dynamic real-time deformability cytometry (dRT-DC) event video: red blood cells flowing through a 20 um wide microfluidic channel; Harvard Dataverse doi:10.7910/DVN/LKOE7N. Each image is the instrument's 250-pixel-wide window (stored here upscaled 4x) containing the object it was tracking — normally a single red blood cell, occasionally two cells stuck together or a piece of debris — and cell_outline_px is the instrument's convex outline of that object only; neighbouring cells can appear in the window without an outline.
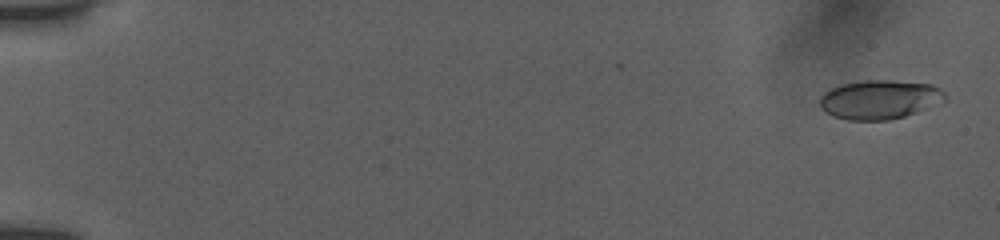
{"species": "human", "species_latin": "Homo sapiens", "temperature_condition": "room temperature", "stored_images_in_passage": 34, "camera_frame_rate_fps": 3000, "um_per_image_px": 0.085, "donor": {"sex": "female"}, "frame": {"image": 1, "passage_image": 1, "time_ms": 0.0, "image_size_px": [1000, 240], "cell_outline_px": [[948, 100], [928, 108], [904, 116], [888, 120], [848, 120], [832, 116], [820, 108], [820, 96], [824, 92], [840, 84], [864, 80], [892, 80], [932, 84], [940, 88], [948, 96]], "centroid_in_image_um": [74.79, 8.45], "position_along_channel_um": 10.2, "area_um2": 28.84}}
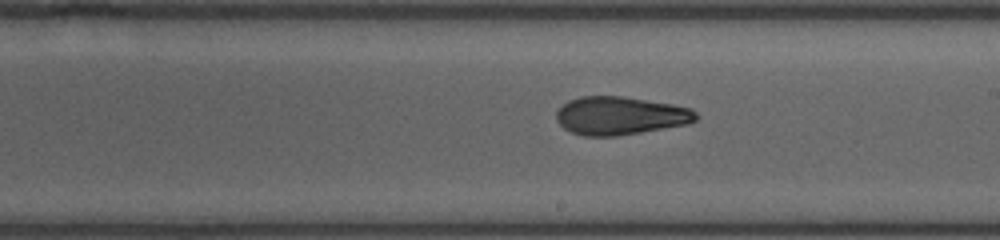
{"frame": {"image": 2, "passage_image": 20, "time_ms": 10.333, "image_size_px": [1000, 240], "cell_outline_px": [[700, 116], [696, 120], [688, 124], [616, 136], [584, 136], [572, 132], [564, 128], [556, 120], [556, 112], [568, 100], [580, 96], [624, 96], [672, 104], [692, 108]], "centroid_in_image_um": [52.74, 9.83], "position_along_channel_um": 236.3, "area_um2": 31.15}}
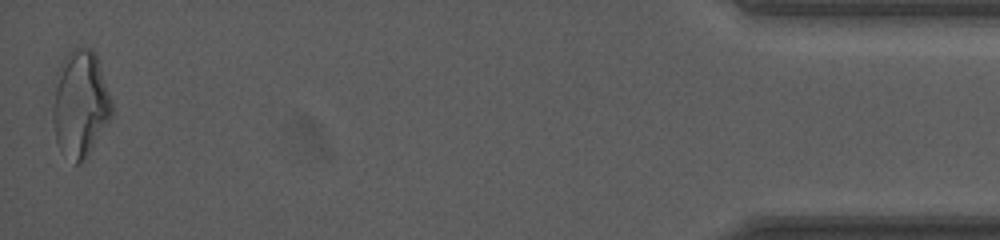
{"frame": {"image": 3, "passage_image": 34, "time_ms": 17.333, "image_size_px": [1000, 240], "cell_outline_px": [[112, 116], [88, 156], [80, 164], [76, 164], [60, 152], [56, 140], [52, 116], [52, 104], [56, 72], [64, 56], [68, 52], [76, 48], [88, 48], [96, 52], [112, 104]], "centroid_in_image_um": [6.79, 8.85], "position_along_channel_um": 428.4, "area_um2": 36.99}, "authors_computed_cell_mechanics": {"area_um2": 31.2987, "velocity_mm_per_s": 3.8852, "shape_relaxation_time_tau1_ms": 5.9689, "shape_relaxation_time_tau2_ms": 2.3783, "deformation_change_tau1": 0.1743, "deformation_change_tau2": 0.0982}}